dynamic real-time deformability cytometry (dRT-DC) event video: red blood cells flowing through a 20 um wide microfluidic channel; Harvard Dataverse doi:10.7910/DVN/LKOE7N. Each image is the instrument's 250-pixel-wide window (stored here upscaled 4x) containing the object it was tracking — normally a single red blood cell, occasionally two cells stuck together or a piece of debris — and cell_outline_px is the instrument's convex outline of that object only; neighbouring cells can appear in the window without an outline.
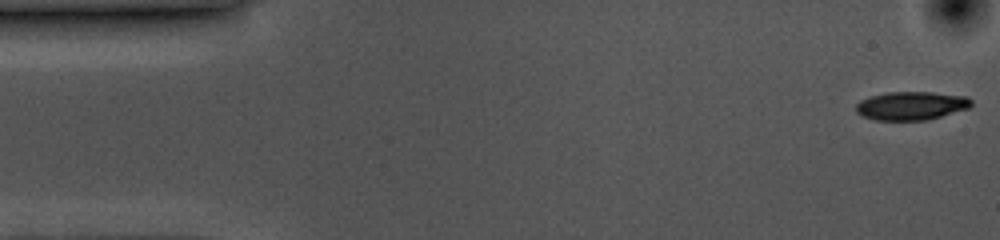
{"species": "common noctule bat (a hibernating species)", "species_latin": "Nyctalus noctula", "temperature_condition": "cold", "stored_images_in_passage": 55, "camera_frame_rate_fps": 3000, "um_per_image_px": 0.085, "animal": {"sex": "female", "body_mass_g": 10.0, "forearm_length_mm": 53.1}, "frame": {"image": 1, "passage_image": 1, "time_ms": 0.0, "image_size_px": [1000, 240], "cell_outline_px": [[972, 104], [968, 108], [928, 120], [876, 120], [864, 116], [856, 112], [856, 104], [860, 100], [872, 96], [888, 92], [932, 92], [968, 96], [972, 100]], "centroid_in_image_um": [77.48, 8.98], "position_along_channel_um": 7.5, "area_um2": 19.07}}
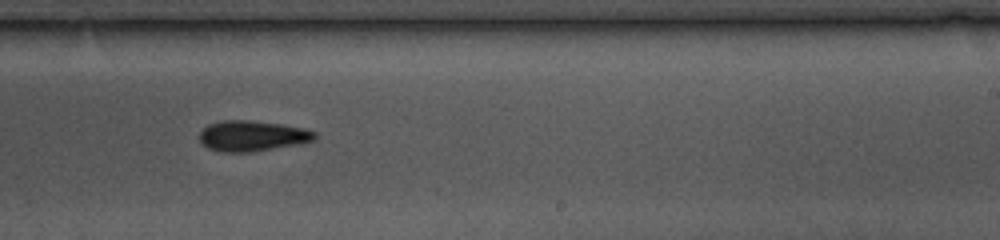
{"frame": {"image": 2, "passage_image": 32, "time_ms": 10.333, "image_size_px": [1000, 240], "cell_outline_px": [[316, 140], [300, 144], [248, 152], [220, 152], [208, 148], [200, 140], [200, 132], [208, 124], [220, 120], [248, 120], [280, 124], [304, 128], [316, 132]], "centroid_in_image_um": [21.45, 11.55], "position_along_channel_um": 267.6, "area_um2": 20.52}}
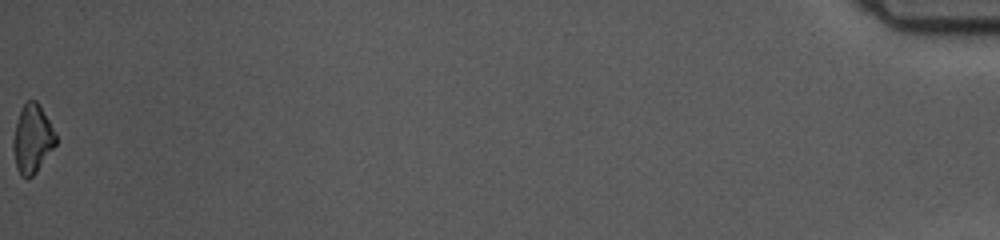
{"frame": {"image": 3, "passage_image": 55, "time_ms": 18.0, "image_size_px": [1000, 240], "cell_outline_px": [[56, 144], [36, 172], [32, 176], [20, 176], [16, 168], [12, 148], [12, 140], [20, 108], [28, 100], [36, 100], [40, 104], [56, 136]], "centroid_in_image_um": [2.72, 11.79], "position_along_channel_um": 432.5, "area_um2": 16.88}, "authors_computed_cell_mechanics": {"area_um2": 19.5364, "velocity_mm_per_s": 3.5687, "shape_relaxation_time_tau1_ms": 2.6046, "shape_relaxation_time_tau2_ms": null, "deformation_change_tau1": 0.1087, "deformation_change_tau2": null}}